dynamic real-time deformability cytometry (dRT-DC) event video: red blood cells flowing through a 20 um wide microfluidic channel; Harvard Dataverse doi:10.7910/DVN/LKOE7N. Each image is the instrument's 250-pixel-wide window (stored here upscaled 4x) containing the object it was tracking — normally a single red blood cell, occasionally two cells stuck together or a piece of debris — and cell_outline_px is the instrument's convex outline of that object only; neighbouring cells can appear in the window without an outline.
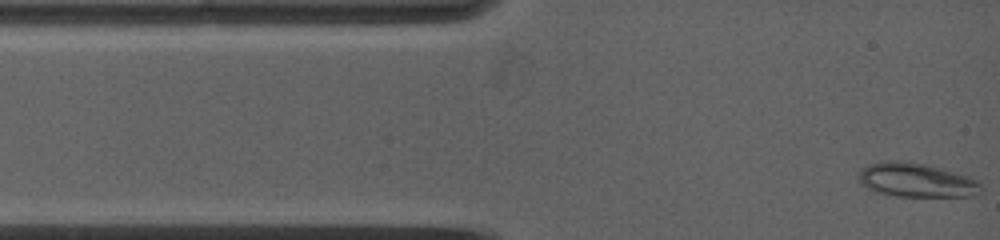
{"species": "common noctule bat (a hibernating species)", "species_latin": "Nyctalus noctula", "temperature_condition": "warm", "stored_images_in_passage": 27, "camera_frame_rate_fps": 5000, "um_per_image_px": 0.085, "animal": {"sex": "female", "body_mass_g": 19.0, "forearm_length_mm": 53.3}, "frame": {"image": 1, "passage_image": 1, "time_ms": 0.0, "image_size_px": [1000, 240], "cell_outline_px": [[980, 192], [976, 196], [896, 196], [876, 192], [860, 184], [860, 172], [868, 164], [880, 160], [896, 160], [924, 164], [944, 168], [980, 180]], "centroid_in_image_um": [77.91, 15.3], "position_along_channel_um": 7.1, "area_um2": 24.39}}
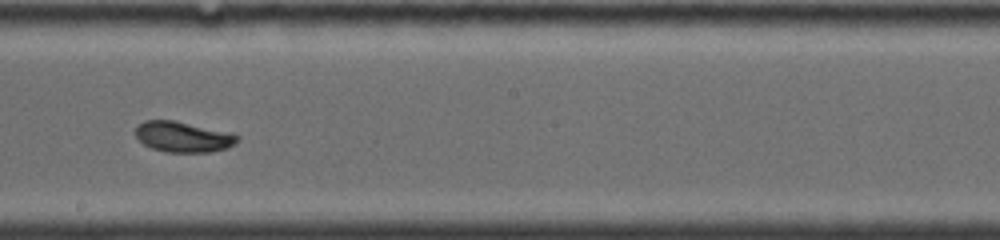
{"frame": {"image": 2, "passage_image": 16, "time_ms": 7.0, "image_size_px": [1000, 240], "cell_outline_px": [[240, 140], [236, 144], [228, 148], [208, 152], [164, 152], [152, 148], [144, 144], [136, 136], [136, 128], [144, 120], [172, 120], [232, 132], [240, 136]], "centroid_in_image_um": [15.62, 11.63], "position_along_channel_um": 232.6, "area_um2": 18.26}}
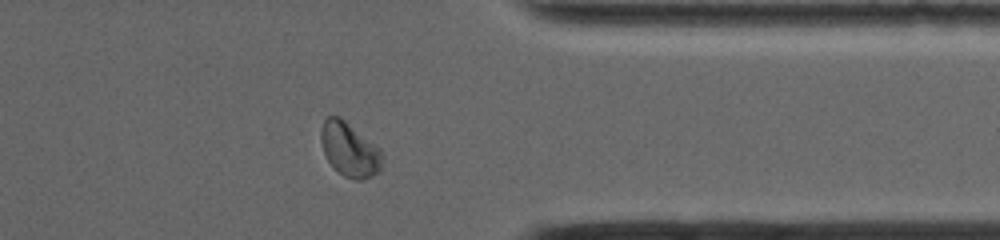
{"frame": {"image": 3, "passage_image": 24, "time_ms": 11.0, "image_size_px": [1000, 240], "cell_outline_px": [[380, 172], [364, 180], [356, 180], [344, 176], [328, 160], [324, 152], [320, 140], [320, 132], [324, 120], [328, 116], [340, 116], [380, 148]], "centroid_in_image_um": [29.7, 12.7], "position_along_channel_um": 381.7, "area_um2": 19.07}, "authors_computed_cell_mechanics": {"area_um2": 18.7272, "velocity_mm_per_s": 3.9068, "shape_relaxation_time_tau1_ms": 8.6528, "shape_relaxation_time_tau2_ms": null, "deformation_change_tau1": 0.1676, "deformation_change_tau2": null}}